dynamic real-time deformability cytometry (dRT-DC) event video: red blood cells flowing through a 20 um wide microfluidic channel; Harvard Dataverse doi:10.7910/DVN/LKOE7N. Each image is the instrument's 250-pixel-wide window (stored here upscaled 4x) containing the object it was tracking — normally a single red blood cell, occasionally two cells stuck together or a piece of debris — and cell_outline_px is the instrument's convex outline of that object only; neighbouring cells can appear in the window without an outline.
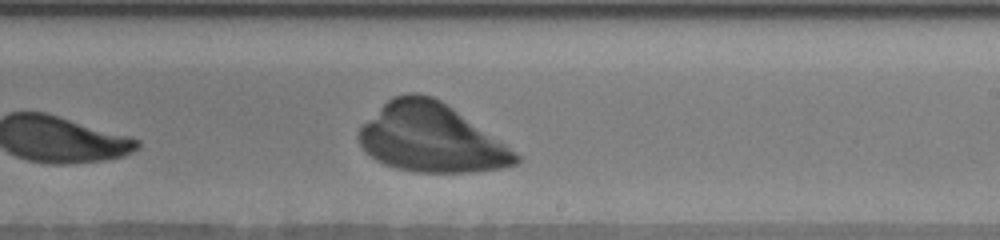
{"species": "human", "species_latin": "Homo sapiens", "temperature_condition": "warm", "stored_images_in_passage": 13, "camera_frame_rate_fps": 3000, "um_per_image_px": 0.085, "donor": {"sex": "male"}, "frame": {"image": 1, "passage_image": 13, "time_ms": 5.667, "image_size_px": [1000, 240], "cell_outline_px": [[520, 160], [516, 164], [500, 168], [476, 172], [416, 172], [396, 168], [384, 164], [376, 160], [360, 144], [360, 128], [392, 96], [408, 92], [420, 92], [432, 96], [440, 100], [452, 108], [516, 152], [520, 156]], "centroid_in_image_um": [36.65, 11.73], "position_along_channel_um": 252.4, "area_um2": 61.67}}